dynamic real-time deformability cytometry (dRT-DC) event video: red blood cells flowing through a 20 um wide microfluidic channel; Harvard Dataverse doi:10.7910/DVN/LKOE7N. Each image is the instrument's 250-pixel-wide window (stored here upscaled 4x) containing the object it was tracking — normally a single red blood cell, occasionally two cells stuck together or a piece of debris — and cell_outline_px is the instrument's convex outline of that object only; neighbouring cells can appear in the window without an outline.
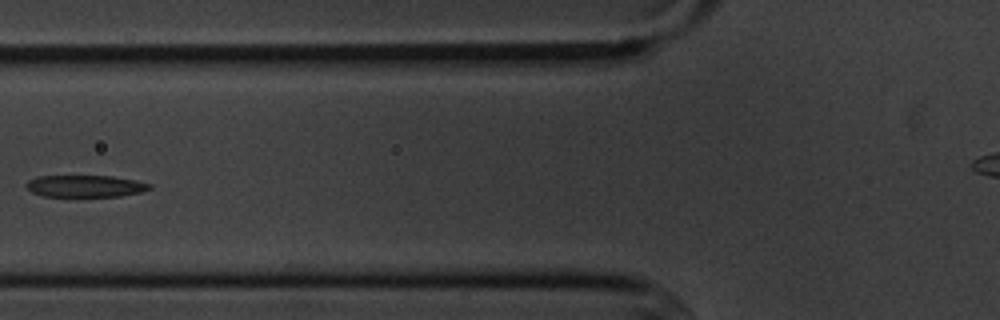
{"species": "common noctule bat (a hibernating species)", "species_latin": "Nyctalus noctula", "temperature_condition": "cold", "stored_images_in_passage": 7, "camera_frame_rate_fps": 3000, "um_per_image_px": 0.085, "animal": {"sex": "male", "body_mass_g": 20.1, "forearm_length_mm": 53.5}, "frame": {"image": 1, "passage_image": 6, "time_ms": 6.0, "image_size_px": [1000, 320], "cell_outline_px": [[152, 188], [140, 192], [120, 196], [44, 196], [32, 192], [24, 184], [28, 180], [36, 176], [112, 176], [136, 180], [152, 184]], "centroid_in_image_um": [7.25, 15.81], "position_along_channel_um": 118.5, "area_um2": 15.72}}
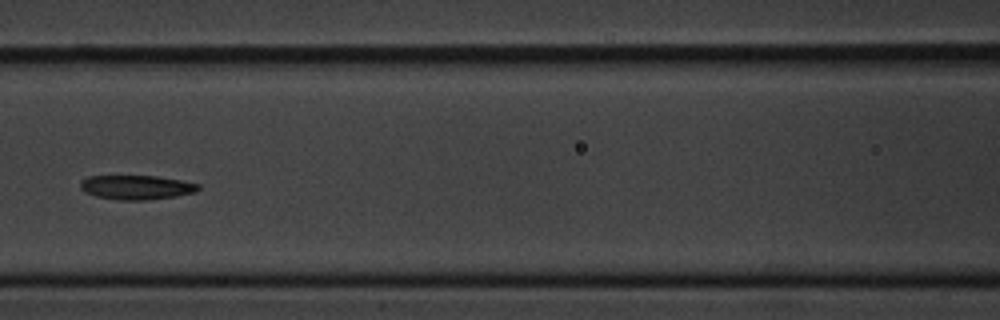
{"frame": {"image": 2, "passage_image": 7, "time_ms": 7.0, "image_size_px": [1000, 320], "cell_outline_px": [[200, 188], [196, 192], [176, 196], [144, 200], [116, 200], [96, 196], [84, 192], [80, 188], [80, 180], [88, 176], [156, 176], [180, 180], [200, 184]], "centroid_in_image_um": [11.57, 15.92], "position_along_channel_um": 155.0, "area_um2": 16.76}}